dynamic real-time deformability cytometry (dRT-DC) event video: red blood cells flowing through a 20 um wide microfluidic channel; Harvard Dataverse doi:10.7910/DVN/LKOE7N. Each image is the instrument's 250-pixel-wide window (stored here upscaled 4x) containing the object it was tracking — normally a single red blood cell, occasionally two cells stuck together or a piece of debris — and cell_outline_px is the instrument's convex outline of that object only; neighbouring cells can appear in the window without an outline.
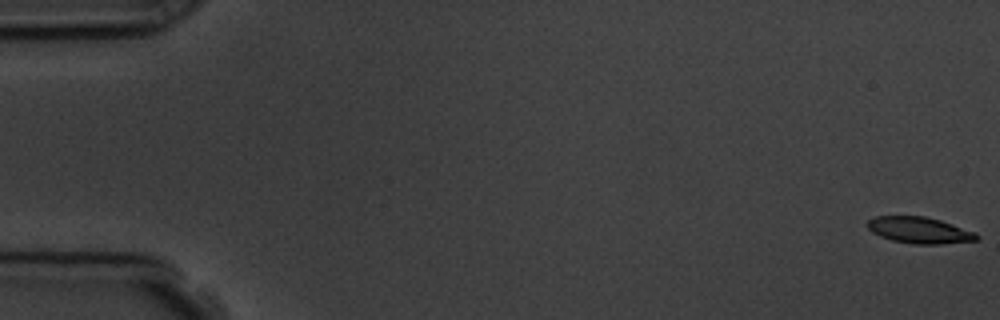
{"species": "common noctule bat (a hibernating species)", "species_latin": "Nyctalus noctula", "temperature_condition": "room temperature", "stored_images_in_passage": 5, "camera_frame_rate_fps": 3000, "um_per_image_px": 0.085, "animal": {"sex": "male", "body_mass_g": 19.5, "forearm_length_mm": 54.6}, "frame": {"image": 1, "passage_image": 1, "time_ms": 0.0, "image_size_px": [1000, 320], "cell_outline_px": [[980, 236], [976, 240], [940, 244], [912, 244], [892, 240], [880, 236], [872, 232], [868, 228], [868, 220], [876, 216], [924, 216], [940, 220], [976, 232]], "centroid_in_image_um": [78.16, 19.57], "position_along_channel_um": 6.8, "area_um2": 16.7}}
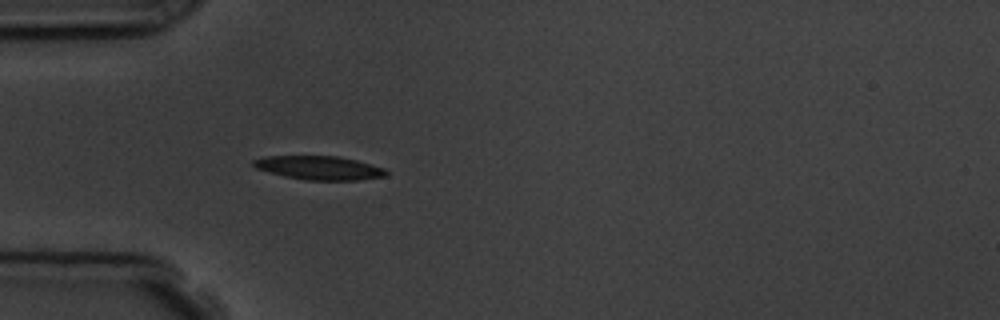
{"frame": {"image": 2, "passage_image": 5, "time_ms": 5.333, "image_size_px": [1000, 320], "cell_outline_px": [[388, 176], [356, 180], [304, 180], [284, 176], [256, 168], [252, 164], [252, 160], [264, 156], [340, 156], [356, 160], [384, 168], [388, 172]], "centroid_in_image_um": [27.14, 14.26], "position_along_channel_um": 57.9, "area_um2": 18.38}}